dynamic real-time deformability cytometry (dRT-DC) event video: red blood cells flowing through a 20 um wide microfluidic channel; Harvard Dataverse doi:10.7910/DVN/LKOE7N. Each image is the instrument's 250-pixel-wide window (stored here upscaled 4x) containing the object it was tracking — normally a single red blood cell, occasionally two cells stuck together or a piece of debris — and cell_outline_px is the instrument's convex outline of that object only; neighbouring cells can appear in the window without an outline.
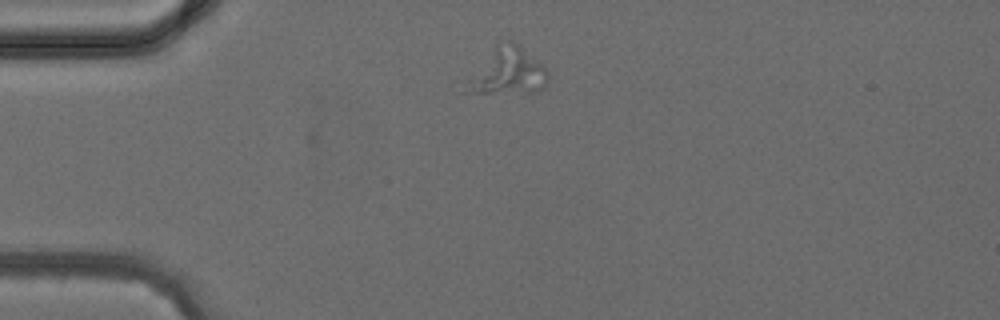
{"species": "common noctule bat (a hibernating species)", "species_latin": "Nyctalus noctula", "temperature_condition": "cold", "stored_images_in_passage": 2, "camera_frame_rate_fps": 3000, "um_per_image_px": 0.085, "animal": {"sex": "female", "body_mass_g": 24.6, "forearm_length_mm": 56.2}, "frame": {"image": 1, "passage_image": 1, "time_ms": 0.0, "image_size_px": [1000, 320], "cell_outline_px": [[548, 84], [540, 92], [460, 92], [496, 44], [508, 40], [516, 44], [544, 68], [548, 72]], "centroid_in_image_um": [43.18, 6.12], "position_along_channel_um": 41.8, "area_um2": 21.15}}
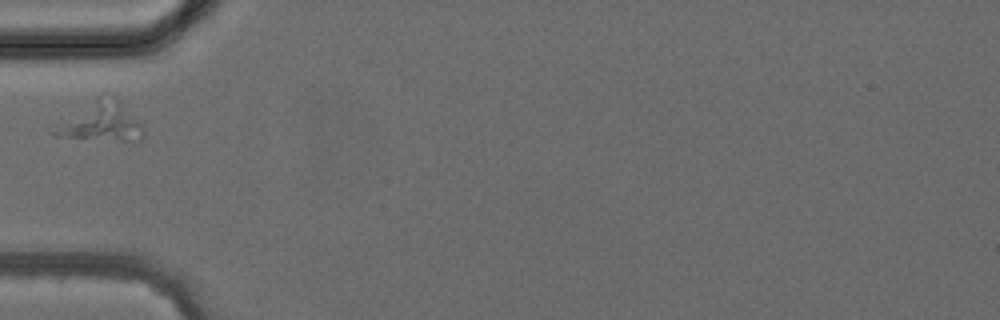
{"frame": {"image": 2, "passage_image": 2, "time_ms": 1.333, "image_size_px": [1000, 320], "cell_outline_px": [[144, 136], [140, 140], [120, 140], [56, 136], [48, 132], [48, 124], [120, 100], [144, 128]], "centroid_in_image_um": [8.56, 10.57], "position_along_channel_um": 76.4, "area_um2": 17.74}}